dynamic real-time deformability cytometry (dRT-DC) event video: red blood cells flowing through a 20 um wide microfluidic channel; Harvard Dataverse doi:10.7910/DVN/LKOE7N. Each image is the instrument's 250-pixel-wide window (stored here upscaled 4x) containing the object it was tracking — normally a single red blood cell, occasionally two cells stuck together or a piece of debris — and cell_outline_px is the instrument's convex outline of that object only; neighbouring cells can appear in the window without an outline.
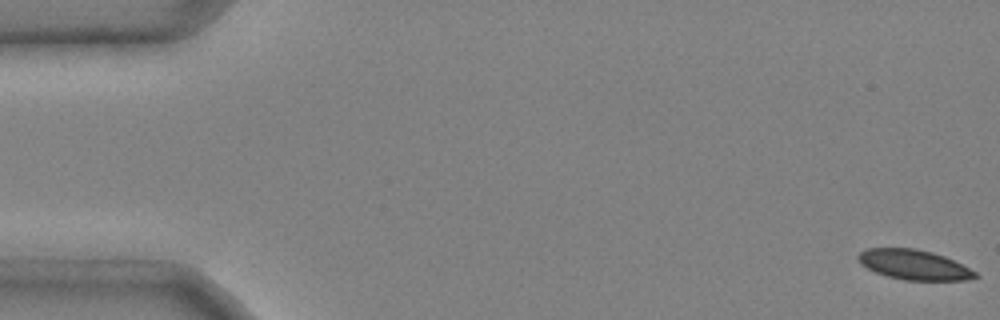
{"species": "common noctule bat (a hibernating species)", "species_latin": "Nyctalus noctula", "temperature_condition": "cold", "stored_images_in_passage": 48, "camera_frame_rate_fps": 3000, "um_per_image_px": 0.085, "animal": {"sex": "male", "body_mass_g": 20.4}, "frame": {"image": 1, "passage_image": 1, "time_ms": 0.0, "image_size_px": [1000, 320], "cell_outline_px": [[980, 276], [964, 280], [904, 280], [888, 276], [876, 272], [860, 264], [856, 256], [860, 252], [868, 248], [916, 248], [932, 252], [944, 256], [976, 272]], "centroid_in_image_um": [77.66, 22.49], "position_along_channel_um": 7.3, "area_um2": 20.23}}
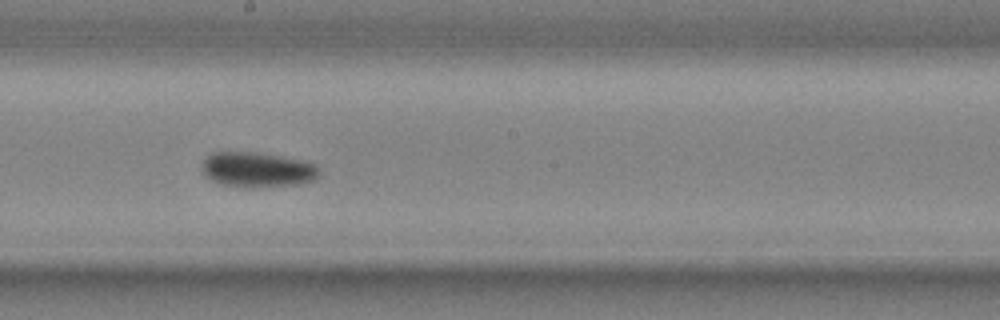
{"frame": {"image": 2, "passage_image": 28, "time_ms": 9.0, "image_size_px": [1000, 320], "cell_outline_px": [[320, 176], [316, 180], [300, 184], [256, 188], [244, 188], [220, 184], [204, 176], [204, 160], [212, 152], [256, 152], [280, 156], [300, 160], [316, 164], [320, 172]], "centroid_in_image_um": [21.92, 14.45], "position_along_channel_um": 226.3, "area_um2": 24.22}}
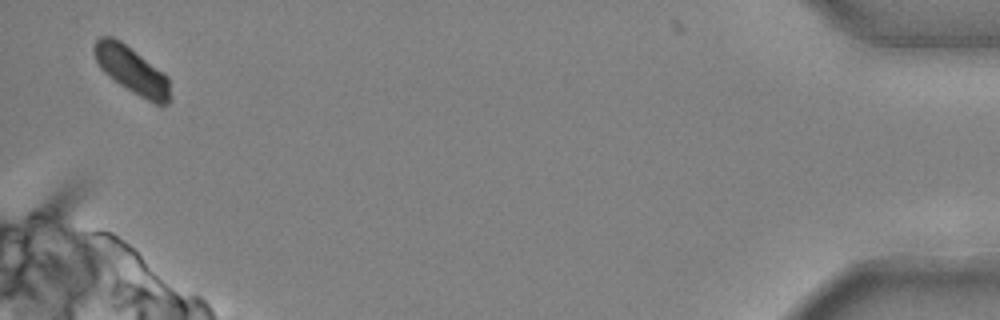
{"frame": {"image": 3, "passage_image": 48, "time_ms": 15.667, "image_size_px": [1000, 320], "cell_outline_px": [[168, 104], [156, 104], [132, 92], [108, 76], [100, 68], [96, 60], [92, 48], [96, 40], [100, 36], [112, 36], [120, 40], [164, 72], [168, 76]], "centroid_in_image_um": [11.16, 5.92], "position_along_channel_um": 424.0, "area_um2": 20.52}, "authors_computed_cell_mechanics": {"area_um2": 22.1952, "velocity_mm_per_s": 3.9655, "shape_relaxation_time_tau1_ms": 4.393, "shape_relaxation_time_tau2_ms": null, "deformation_change_tau1": 0.1069, "deformation_change_tau2": null}}